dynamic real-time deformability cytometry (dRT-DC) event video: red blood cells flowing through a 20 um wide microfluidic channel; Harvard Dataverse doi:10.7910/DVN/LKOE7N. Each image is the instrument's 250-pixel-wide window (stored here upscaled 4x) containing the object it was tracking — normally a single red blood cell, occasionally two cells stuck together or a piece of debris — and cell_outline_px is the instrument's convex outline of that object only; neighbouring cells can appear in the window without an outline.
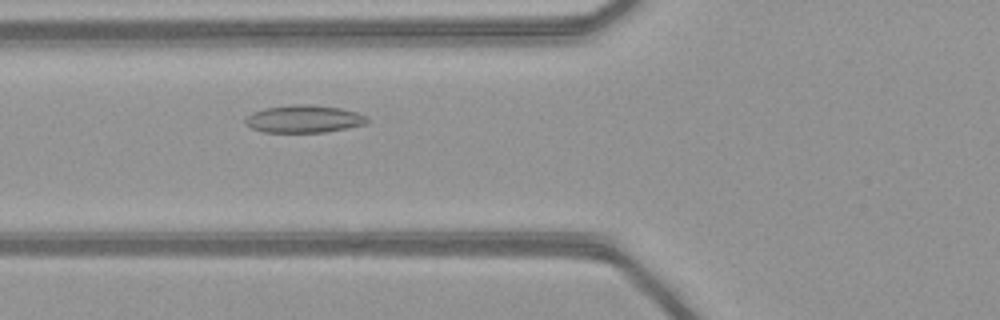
{"species": "common noctule bat (a hibernating species)", "species_latin": "Nyctalus noctula", "temperature_condition": "warm", "stored_images_in_passage": 39, "camera_frame_rate_fps": 3000, "um_per_image_px": 0.085, "animal": {"sex": "female", "body_mass_g": 21.9}, "frame": {"image": 1, "passage_image": 8, "time_ms": 2.333, "image_size_px": [1000, 320], "cell_outline_px": [[368, 120], [364, 124], [348, 128], [324, 132], [264, 132], [252, 128], [244, 124], [244, 120], [252, 112], [264, 108], [292, 104], [308, 104], [340, 108], [356, 112], [364, 116]], "centroid_in_image_um": [25.78, 10.1], "position_along_channel_um": 100.0, "area_um2": 19.48}}
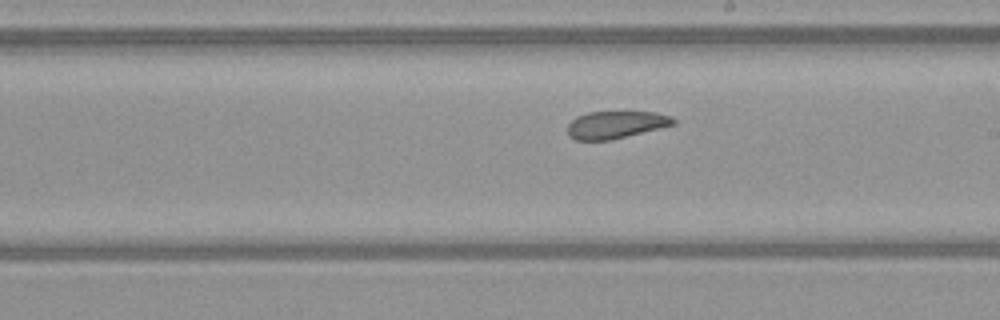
{"frame": {"image": 2, "passage_image": 18, "time_ms": 5.667, "image_size_px": [1000, 320], "cell_outline_px": [[676, 124], [612, 140], [576, 140], [568, 136], [568, 124], [576, 116], [588, 112], [656, 112], [672, 116], [676, 120]], "centroid_in_image_um": [52.35, 10.6], "position_along_channel_um": 236.6, "area_um2": 16.99}}
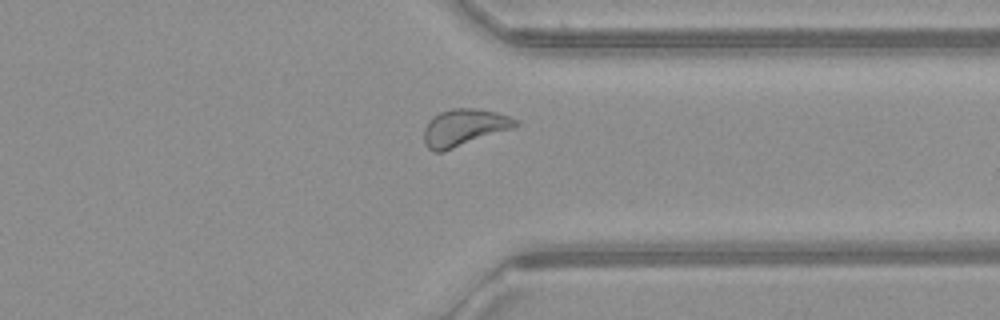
{"frame": {"image": 3, "passage_image": 28, "time_ms": 9.0, "image_size_px": [1000, 320], "cell_outline_px": [[520, 124], [512, 128], [444, 152], [432, 152], [424, 144], [424, 128], [428, 120], [432, 116], [440, 112], [452, 108], [476, 108], [496, 112], [520, 120]], "centroid_in_image_um": [39.42, 10.84], "position_along_channel_um": 372.0, "area_um2": 19.94}, "authors_computed_cell_mechanics": {"area_um2": 19.3052, "velocity_mm_per_s": 4.0792, "shape_relaxation_time_tau1_ms": 10.4241, "shape_relaxation_time_tau2_ms": 2.4127, "deformation_change_tau1": 0.1646, "deformation_change_tau2": 0.0836}}